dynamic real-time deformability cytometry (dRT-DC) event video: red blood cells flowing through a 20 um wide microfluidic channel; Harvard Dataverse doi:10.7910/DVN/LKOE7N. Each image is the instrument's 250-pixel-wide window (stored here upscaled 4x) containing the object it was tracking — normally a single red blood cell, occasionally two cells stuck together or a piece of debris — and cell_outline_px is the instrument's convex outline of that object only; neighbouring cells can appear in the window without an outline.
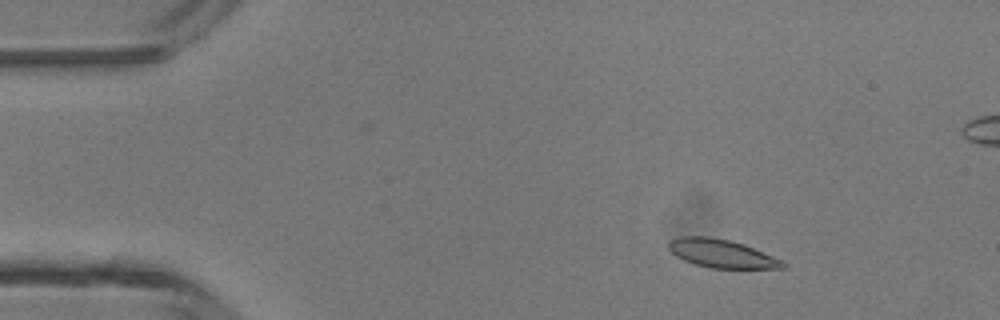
{"species": "common noctule bat (a hibernating species)", "species_latin": "Nyctalus noctula", "temperature_condition": "room temperature", "stored_images_in_passage": 48, "camera_frame_rate_fps": 3000, "um_per_image_px": 0.085, "animal": {"sex": "male", "body_mass_g": 13.3}, "frame": {"image": 1, "passage_image": 7, "time_ms": 2.0, "image_size_px": [1000, 320], "cell_outline_px": [[788, 268], [708, 268], [692, 264], [676, 256], [668, 248], [668, 240], [680, 236], [708, 236], [728, 240], [744, 244], [784, 260], [788, 264]], "centroid_in_image_um": [61.35, 21.56], "position_along_channel_um": 23.6, "area_um2": 19.13}}
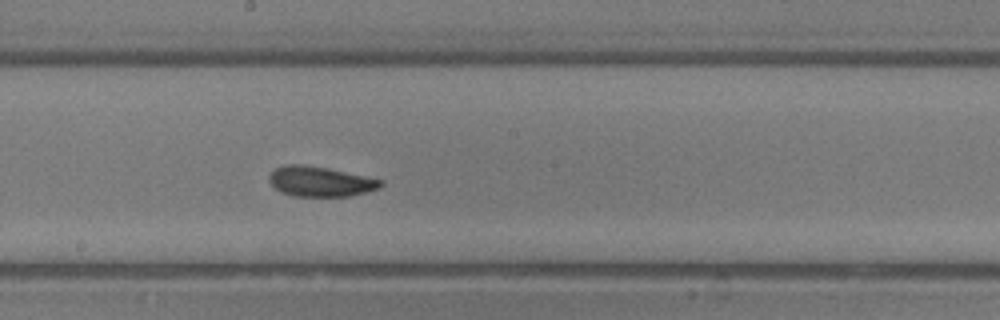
{"frame": {"image": 2, "passage_image": 26, "time_ms": 8.333, "image_size_px": [1000, 320], "cell_outline_px": [[384, 184], [380, 188], [352, 196], [292, 196], [276, 188], [268, 180], [268, 176], [276, 168], [284, 164], [300, 164], [328, 168], [384, 180]], "centroid_in_image_um": [27.26, 15.42], "position_along_channel_um": 220.9, "area_um2": 19.54}}
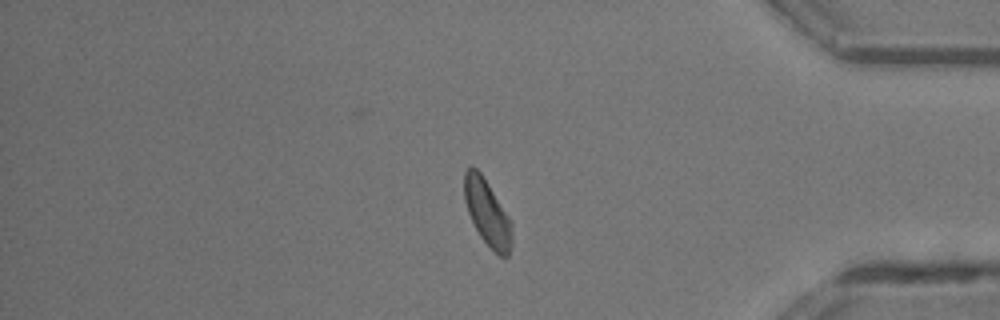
{"frame": {"image": 3, "passage_image": 40, "time_ms": 13.0, "image_size_px": [1000, 320], "cell_outline_px": [[512, 244], [508, 256], [500, 256], [480, 236], [468, 212], [464, 200], [464, 172], [468, 168], [476, 168], [480, 172], [512, 220]], "centroid_in_image_um": [41.44, 18.08], "position_along_channel_um": 393.8, "area_um2": 18.09}, "authors_computed_cell_mechanics": {"area_um2": 19.0451, "velocity_mm_per_s": 4.3361, "shape_relaxation_time_tau1_ms": 2.0943, "shape_relaxation_time_tau2_ms": 2.0181, "deformation_change_tau1": 0.1078, "deformation_change_tau2": 0.0829}}